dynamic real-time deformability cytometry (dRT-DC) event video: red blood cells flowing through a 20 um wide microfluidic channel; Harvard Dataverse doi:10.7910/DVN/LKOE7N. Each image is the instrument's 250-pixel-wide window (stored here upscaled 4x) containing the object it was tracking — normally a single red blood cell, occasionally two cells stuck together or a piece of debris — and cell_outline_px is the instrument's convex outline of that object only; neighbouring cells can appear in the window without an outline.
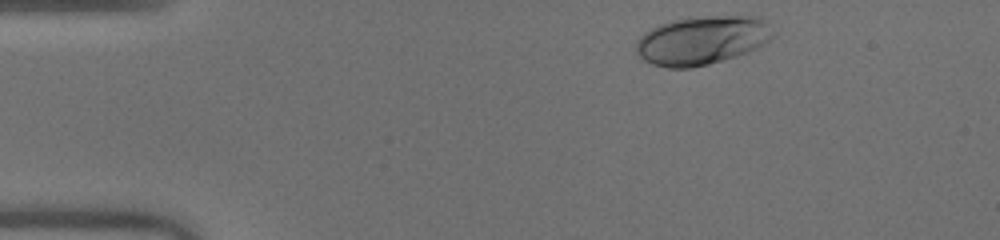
{"species": "human", "species_latin": "Homo sapiens", "temperature_condition": "warm", "stored_images_in_passage": 35, "camera_frame_rate_fps": 3000, "um_per_image_px": 0.085, "donor": {"sex": "male"}, "frame": {"image": 1, "passage_image": 1, "time_ms": 0.0, "image_size_px": [1000, 240], "cell_outline_px": [[776, 36], [764, 44], [748, 52], [736, 56], [708, 64], [692, 68], [668, 68], [652, 64], [644, 60], [636, 52], [636, 44], [640, 36], [644, 32], [660, 24], [672, 20], [708, 16], [760, 16], [776, 32]], "centroid_in_image_um": [59.71, 3.42], "position_along_channel_um": 25.3, "area_um2": 38.96}}
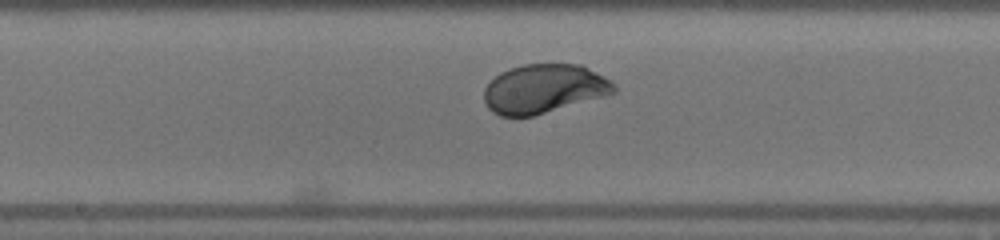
{"frame": {"image": 2, "passage_image": 20, "time_ms": 6.333, "image_size_px": [1000, 240], "cell_outline_px": [[616, 92], [532, 116], [500, 116], [492, 112], [488, 108], [484, 100], [484, 88], [500, 72], [508, 68], [524, 64], [580, 64], [612, 80], [616, 84]], "centroid_in_image_um": [46.22, 7.53], "position_along_channel_um": 202.0, "area_um2": 36.88}}
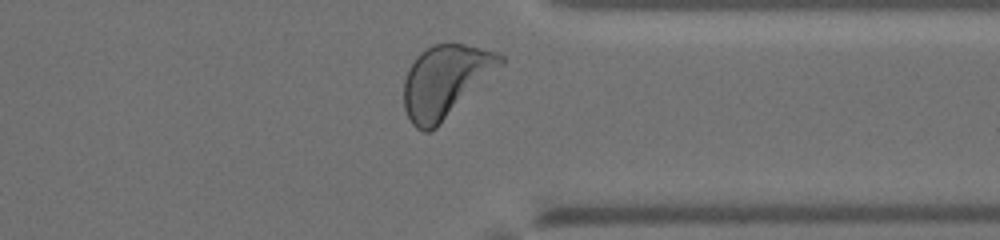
{"frame": {"image": 3, "passage_image": 33, "time_ms": 10.667, "image_size_px": [1000, 240], "cell_outline_px": [[504, 64], [436, 128], [428, 132], [424, 132], [416, 128], [412, 124], [404, 108], [404, 80], [408, 68], [416, 56], [420, 52], [432, 44], [464, 44], [496, 52], [504, 56]], "centroid_in_image_um": [37.85, 6.9], "position_along_channel_um": 373.6, "area_um2": 40.52}, "authors_computed_cell_mechanics": {"area_um2": 37.5122, "velocity_mm_per_s": 4.0191, "shape_relaxation_time_tau1_ms": 2.1706, "shape_relaxation_time_tau2_ms": null, "deformation_change_tau1": 0.1565, "deformation_change_tau2": null}}